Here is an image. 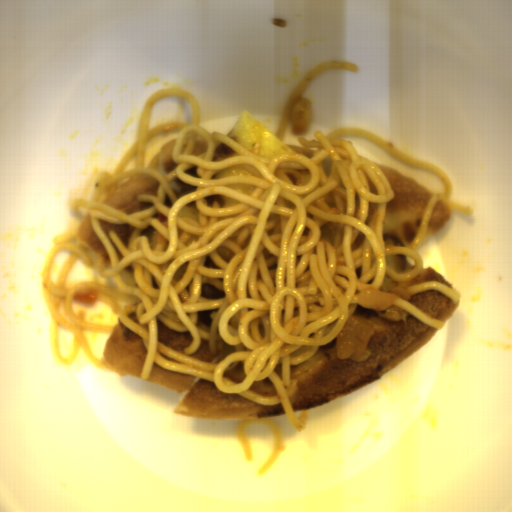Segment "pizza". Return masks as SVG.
I'll list each match as a JSON object with an SVG mask.
<instances>
[{
    "mask_svg": "<svg viewBox=\"0 0 512 512\" xmlns=\"http://www.w3.org/2000/svg\"><path fill=\"white\" fill-rule=\"evenodd\" d=\"M351 316H360L373 333L360 357H339L338 337L319 346L300 364H289L291 382L283 386L293 412H302L343 398L387 375L437 329L398 306L385 311L357 304Z\"/></svg>",
    "mask_w": 512,
    "mask_h": 512,
    "instance_id": "1",
    "label": "pizza"
},
{
    "mask_svg": "<svg viewBox=\"0 0 512 512\" xmlns=\"http://www.w3.org/2000/svg\"><path fill=\"white\" fill-rule=\"evenodd\" d=\"M115 327L108 332L102 363L108 373H119L141 379L184 398L175 413L193 418L243 421L286 414L281 402L265 405L242 395L224 393L214 382L193 375L164 369L156 361L150 378L141 377L147 348L142 337L129 328L119 316Z\"/></svg>",
    "mask_w": 512,
    "mask_h": 512,
    "instance_id": "2",
    "label": "pizza"
},
{
    "mask_svg": "<svg viewBox=\"0 0 512 512\" xmlns=\"http://www.w3.org/2000/svg\"><path fill=\"white\" fill-rule=\"evenodd\" d=\"M374 164L387 177L394 191L393 198L386 202L385 207L382 233L384 244L389 247L410 245L435 193L382 162Z\"/></svg>",
    "mask_w": 512,
    "mask_h": 512,
    "instance_id": "3",
    "label": "pizza"
},
{
    "mask_svg": "<svg viewBox=\"0 0 512 512\" xmlns=\"http://www.w3.org/2000/svg\"><path fill=\"white\" fill-rule=\"evenodd\" d=\"M419 282H440L456 292V288L446 278L429 266H423L421 273L409 280H391L385 275L383 285L380 288H374L396 295L417 307L431 319L444 321L445 324L456 314L459 302L453 303L448 296L437 290L411 293L408 286Z\"/></svg>",
    "mask_w": 512,
    "mask_h": 512,
    "instance_id": "4",
    "label": "pizza"
},
{
    "mask_svg": "<svg viewBox=\"0 0 512 512\" xmlns=\"http://www.w3.org/2000/svg\"><path fill=\"white\" fill-rule=\"evenodd\" d=\"M226 136L249 152L254 142H259V156L268 160L275 155L298 154L273 135L265 124L250 112L243 111L232 131Z\"/></svg>",
    "mask_w": 512,
    "mask_h": 512,
    "instance_id": "5",
    "label": "pizza"
},
{
    "mask_svg": "<svg viewBox=\"0 0 512 512\" xmlns=\"http://www.w3.org/2000/svg\"><path fill=\"white\" fill-rule=\"evenodd\" d=\"M160 182L147 173L135 174L122 183L109 197L100 201L123 213L137 212L151 207L153 202L139 201L138 195L157 197Z\"/></svg>",
    "mask_w": 512,
    "mask_h": 512,
    "instance_id": "6",
    "label": "pizza"
},
{
    "mask_svg": "<svg viewBox=\"0 0 512 512\" xmlns=\"http://www.w3.org/2000/svg\"><path fill=\"white\" fill-rule=\"evenodd\" d=\"M91 213L88 214L79 225L78 238L86 242L94 253L99 257H103V267L111 270L110 257L103 242L96 234L91 222Z\"/></svg>",
    "mask_w": 512,
    "mask_h": 512,
    "instance_id": "7",
    "label": "pizza"
},
{
    "mask_svg": "<svg viewBox=\"0 0 512 512\" xmlns=\"http://www.w3.org/2000/svg\"><path fill=\"white\" fill-rule=\"evenodd\" d=\"M193 337L190 331H175L170 328H167L158 318H157V342L163 344L164 346L175 349L178 351H183L187 348Z\"/></svg>",
    "mask_w": 512,
    "mask_h": 512,
    "instance_id": "8",
    "label": "pizza"
},
{
    "mask_svg": "<svg viewBox=\"0 0 512 512\" xmlns=\"http://www.w3.org/2000/svg\"><path fill=\"white\" fill-rule=\"evenodd\" d=\"M178 138L169 140L165 146L152 159L147 168L156 171L162 175H170L177 166L173 160V149Z\"/></svg>",
    "mask_w": 512,
    "mask_h": 512,
    "instance_id": "9",
    "label": "pizza"
},
{
    "mask_svg": "<svg viewBox=\"0 0 512 512\" xmlns=\"http://www.w3.org/2000/svg\"><path fill=\"white\" fill-rule=\"evenodd\" d=\"M452 209L453 208L449 204L439 199L437 200L428 223L426 238L442 227V225L447 221Z\"/></svg>",
    "mask_w": 512,
    "mask_h": 512,
    "instance_id": "10",
    "label": "pizza"
},
{
    "mask_svg": "<svg viewBox=\"0 0 512 512\" xmlns=\"http://www.w3.org/2000/svg\"><path fill=\"white\" fill-rule=\"evenodd\" d=\"M386 266L390 267L397 273H405L413 270L416 262L412 257L404 255H385Z\"/></svg>",
    "mask_w": 512,
    "mask_h": 512,
    "instance_id": "11",
    "label": "pizza"
},
{
    "mask_svg": "<svg viewBox=\"0 0 512 512\" xmlns=\"http://www.w3.org/2000/svg\"><path fill=\"white\" fill-rule=\"evenodd\" d=\"M100 225L103 231L108 236L109 231H113L118 238L125 244V246L129 249V236L131 232L134 230L136 226H133L131 224H125V225H117V224H111L108 222H105L103 220H100Z\"/></svg>",
    "mask_w": 512,
    "mask_h": 512,
    "instance_id": "12",
    "label": "pizza"
},
{
    "mask_svg": "<svg viewBox=\"0 0 512 512\" xmlns=\"http://www.w3.org/2000/svg\"><path fill=\"white\" fill-rule=\"evenodd\" d=\"M215 345H216V351H217V354H212L211 353V350H210V345H209V340H203L201 341V344L197 350L196 353L194 354H191L189 356H192L194 358H197L199 360H203V361H207V362H213V360L219 356L223 350V344H222V339L221 340H218V341H215Z\"/></svg>",
    "mask_w": 512,
    "mask_h": 512,
    "instance_id": "13",
    "label": "pizza"
},
{
    "mask_svg": "<svg viewBox=\"0 0 512 512\" xmlns=\"http://www.w3.org/2000/svg\"><path fill=\"white\" fill-rule=\"evenodd\" d=\"M249 388L260 395L269 397L277 394L275 385L267 377L263 380H254Z\"/></svg>",
    "mask_w": 512,
    "mask_h": 512,
    "instance_id": "14",
    "label": "pizza"
},
{
    "mask_svg": "<svg viewBox=\"0 0 512 512\" xmlns=\"http://www.w3.org/2000/svg\"><path fill=\"white\" fill-rule=\"evenodd\" d=\"M176 215L180 217H190L199 224V212L194 200L180 207Z\"/></svg>",
    "mask_w": 512,
    "mask_h": 512,
    "instance_id": "15",
    "label": "pizza"
},
{
    "mask_svg": "<svg viewBox=\"0 0 512 512\" xmlns=\"http://www.w3.org/2000/svg\"><path fill=\"white\" fill-rule=\"evenodd\" d=\"M201 297L208 299H222L226 297L225 292L209 284L201 283Z\"/></svg>",
    "mask_w": 512,
    "mask_h": 512,
    "instance_id": "16",
    "label": "pizza"
},
{
    "mask_svg": "<svg viewBox=\"0 0 512 512\" xmlns=\"http://www.w3.org/2000/svg\"><path fill=\"white\" fill-rule=\"evenodd\" d=\"M206 199H207V203H208L209 207L213 208V203L215 200L216 202H218L220 209L225 208V207L234 206V205L240 203V202L233 200L229 197H225V196L218 195V194L212 195V196H206Z\"/></svg>",
    "mask_w": 512,
    "mask_h": 512,
    "instance_id": "17",
    "label": "pizza"
},
{
    "mask_svg": "<svg viewBox=\"0 0 512 512\" xmlns=\"http://www.w3.org/2000/svg\"><path fill=\"white\" fill-rule=\"evenodd\" d=\"M244 362H238L235 368H232L230 370L224 371L222 376H227L233 381L241 382L245 377V373L243 371Z\"/></svg>",
    "mask_w": 512,
    "mask_h": 512,
    "instance_id": "18",
    "label": "pizza"
},
{
    "mask_svg": "<svg viewBox=\"0 0 512 512\" xmlns=\"http://www.w3.org/2000/svg\"><path fill=\"white\" fill-rule=\"evenodd\" d=\"M240 175H254V174H252L248 170H245V169L235 166V167L223 170L222 172H220L219 174H217L216 176H214L211 179L215 180V179L234 177V176H240Z\"/></svg>",
    "mask_w": 512,
    "mask_h": 512,
    "instance_id": "19",
    "label": "pizza"
},
{
    "mask_svg": "<svg viewBox=\"0 0 512 512\" xmlns=\"http://www.w3.org/2000/svg\"><path fill=\"white\" fill-rule=\"evenodd\" d=\"M138 235H146L152 251L156 248L157 230L151 225L143 229Z\"/></svg>",
    "mask_w": 512,
    "mask_h": 512,
    "instance_id": "20",
    "label": "pizza"
},
{
    "mask_svg": "<svg viewBox=\"0 0 512 512\" xmlns=\"http://www.w3.org/2000/svg\"><path fill=\"white\" fill-rule=\"evenodd\" d=\"M174 181H175V182L178 184V186L181 188L178 192H177V191H175V190L173 189L178 199H179V198H181V197H183L184 195H186V194H188V193H191V192H193V191H196L197 186H193V185L185 184V183H183L182 181H180V180H179V179H177V178H176Z\"/></svg>",
    "mask_w": 512,
    "mask_h": 512,
    "instance_id": "21",
    "label": "pizza"
}]
</instances>
